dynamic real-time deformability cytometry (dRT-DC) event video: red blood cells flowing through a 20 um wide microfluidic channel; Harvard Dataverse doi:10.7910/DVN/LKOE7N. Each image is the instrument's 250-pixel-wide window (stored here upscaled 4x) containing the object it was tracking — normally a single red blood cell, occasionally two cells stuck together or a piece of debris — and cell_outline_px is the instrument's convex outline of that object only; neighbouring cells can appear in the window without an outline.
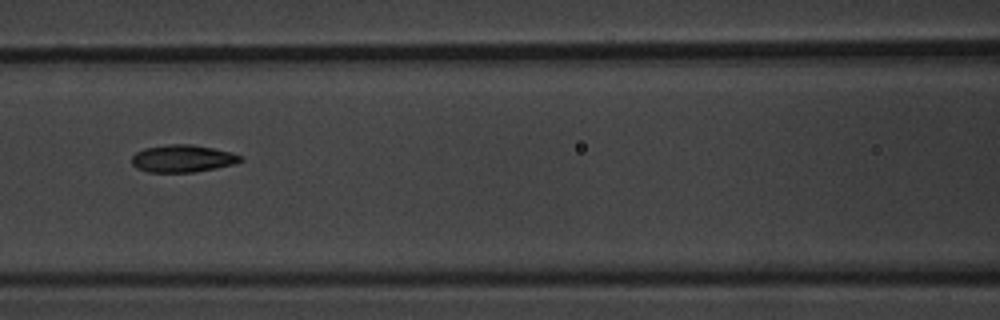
{"species": "common noctule bat (a hibernating species)", "species_latin": "Nyctalus noctula", "temperature_condition": "warm", "stored_images_in_passage": 4, "camera_frame_rate_fps": 3000, "um_per_image_px": 0.085, "animal": {"sex": "male", "body_mass_g": 20.1, "forearm_length_mm": 53.5}, "frame": {"image": 1, "passage_image": 4, "time_ms": 3.333, "image_size_px": [1000, 320], "cell_outline_px": [[244, 160], [236, 164], [216, 168], [192, 172], [148, 172], [136, 168], [132, 164], [132, 156], [136, 152], [144, 148], [168, 144], [192, 144], [232, 152], [244, 156]], "centroid_in_image_um": [15.56, 13.47], "position_along_channel_um": 151.0, "area_um2": 17.51}}